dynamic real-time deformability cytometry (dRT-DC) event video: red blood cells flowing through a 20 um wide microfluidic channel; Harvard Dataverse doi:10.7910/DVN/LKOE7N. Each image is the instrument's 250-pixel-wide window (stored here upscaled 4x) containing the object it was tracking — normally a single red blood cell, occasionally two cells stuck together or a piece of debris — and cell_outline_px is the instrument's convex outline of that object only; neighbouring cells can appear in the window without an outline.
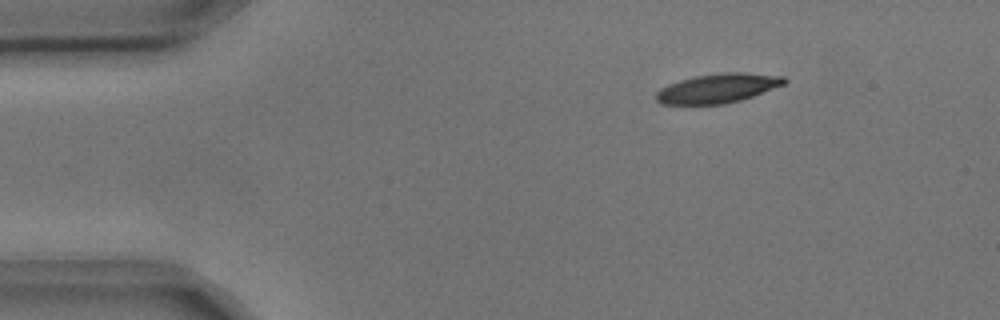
{"species": "common noctule bat (a hibernating species)", "species_latin": "Nyctalus noctula", "temperature_condition": "cold", "stored_images_in_passage": 3, "camera_frame_rate_fps": 3000, "um_per_image_px": 0.085, "animal": {"sex": "male", "body_mass_g": 17.9, "forearm_length_mm": 54.2}, "frame": {"image": 1, "passage_image": 1, "time_ms": 0.0, "image_size_px": [1000, 320], "cell_outline_px": [[788, 80], [784, 84], [752, 96], [740, 100], [724, 104], [660, 104], [656, 100], [656, 92], [660, 88], [668, 84], [680, 80], [696, 76], [724, 72], [744, 72], [784, 76]], "centroid_in_image_um": [61.0, 7.5], "position_along_channel_um": 24.0, "area_um2": 21.79}}